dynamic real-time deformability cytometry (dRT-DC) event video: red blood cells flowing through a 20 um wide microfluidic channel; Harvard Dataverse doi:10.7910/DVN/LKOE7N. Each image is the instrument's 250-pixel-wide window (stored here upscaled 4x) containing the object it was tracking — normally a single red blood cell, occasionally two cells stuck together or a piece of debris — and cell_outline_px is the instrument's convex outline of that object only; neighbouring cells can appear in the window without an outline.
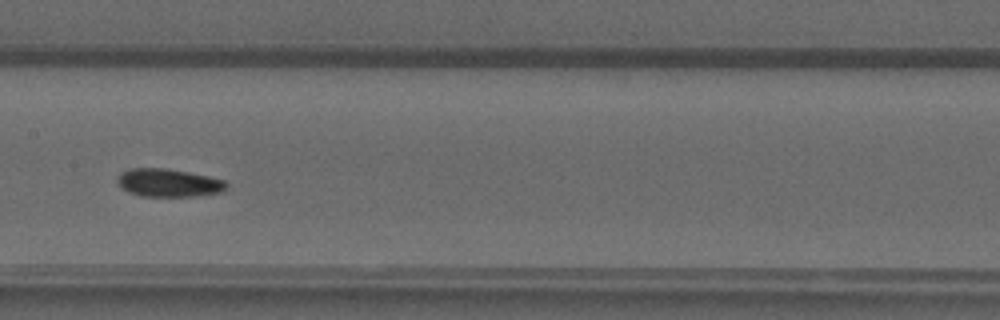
{"species": "common noctule bat (a hibernating species)", "species_latin": "Nyctalus noctula", "temperature_condition": "warm", "stored_images_in_passage": 36, "camera_frame_rate_fps": 3000, "um_per_image_px": 0.085, "animal": {"sex": "male", "forearm_length_mm": 52.5}, "frame": {"image": 1, "passage_image": 12, "time_ms": 3.667, "image_size_px": [1000, 320], "cell_outline_px": [[228, 184], [220, 192], [200, 196], [140, 196], [128, 192], [116, 180], [116, 176], [120, 172], [128, 168], [164, 168], [188, 172], [208, 176], [224, 180]], "centroid_in_image_um": [14.29, 15.53], "position_along_channel_um": 193.1, "area_um2": 17.8}}
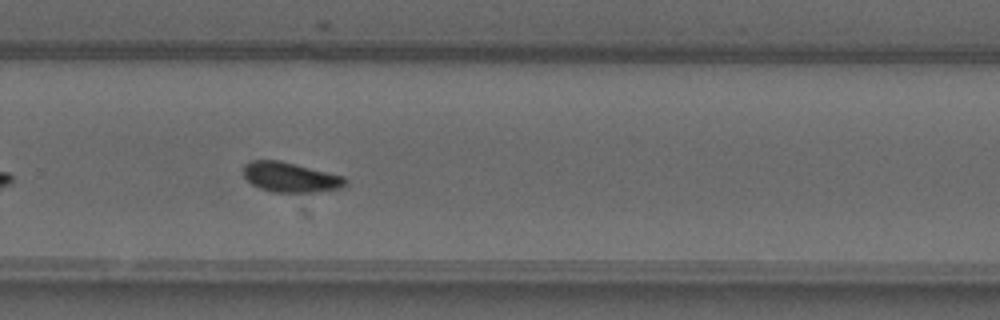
{"frame": {"image": 2, "passage_image": 20, "time_ms": 6.333, "image_size_px": [1000, 320], "cell_outline_px": [[348, 184], [344, 188], [316, 192], [272, 192], [260, 188], [252, 184], [244, 176], [244, 164], [252, 160], [280, 160], [344, 176], [348, 180]], "centroid_in_image_um": [24.73, 15.07], "position_along_channel_um": 305.1, "area_um2": 17.92}}
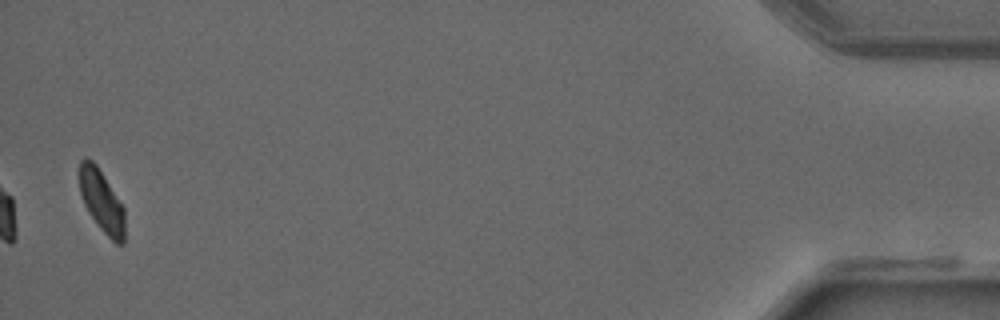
{"frame": {"image": 3, "passage_image": 35, "time_ms": 11.333, "image_size_px": [1000, 320], "cell_outline_px": [[124, 244], [116, 244], [100, 228], [88, 212], [84, 204], [80, 192], [80, 160], [84, 156], [88, 156], [96, 164], [124, 208]], "centroid_in_image_um": [8.63, 17.08], "position_along_channel_um": 426.6, "area_um2": 16.24}}